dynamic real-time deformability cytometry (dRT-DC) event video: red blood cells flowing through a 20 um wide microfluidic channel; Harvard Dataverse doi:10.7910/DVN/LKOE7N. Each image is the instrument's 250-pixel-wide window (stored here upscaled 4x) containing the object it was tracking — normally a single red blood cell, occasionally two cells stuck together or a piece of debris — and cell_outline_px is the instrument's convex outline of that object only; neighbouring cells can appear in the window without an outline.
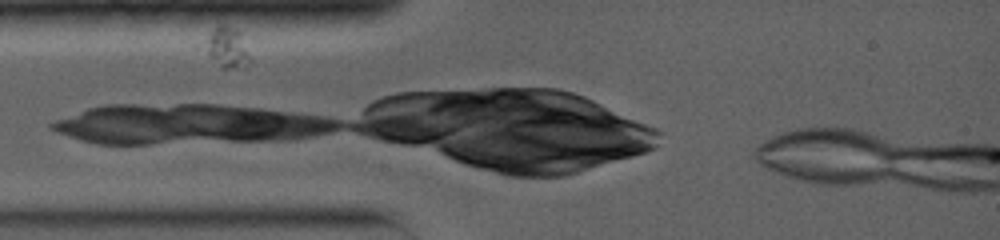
{"species": "common noctule bat (a hibernating species)", "species_latin": "Nyctalus noctula", "temperature_condition": "warm", "stored_images_in_passage": 3, "camera_frame_rate_fps": 5000, "um_per_image_px": 0.085, "animal": {"sex": "female", "body_mass_g": 19.0, "forearm_length_mm": 56.7}, "frame": {"image": 1, "passage_image": 1, "time_ms": 0.0, "image_size_px": [1000, 240], "cell_outline_px": [[252, 60], [228, 68], [220, 68], [196, 48], [196, 44], [216, 28], [228, 28], [240, 32]], "centroid_in_image_um": [19.09, 4.08], "position_along_channel_um": 65.9, "area_um2": 10.87}}